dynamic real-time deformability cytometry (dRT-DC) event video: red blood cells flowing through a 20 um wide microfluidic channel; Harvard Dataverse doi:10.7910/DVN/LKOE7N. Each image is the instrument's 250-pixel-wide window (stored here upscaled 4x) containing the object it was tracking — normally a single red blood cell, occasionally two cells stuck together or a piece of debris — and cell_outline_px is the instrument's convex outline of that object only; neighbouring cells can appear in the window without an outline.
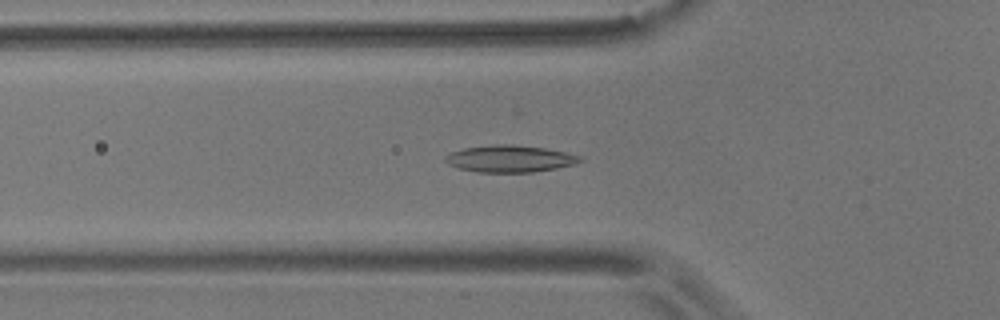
{"species": "common noctule bat (a hibernating species)", "species_latin": "Nyctalus noctula", "temperature_condition": "room temperature", "stored_images_in_passage": 55, "camera_frame_rate_fps": 3000, "um_per_image_px": 0.085, "animal": {"sex": "male", "body_mass_g": 17.9}, "frame": {"image": 1, "passage_image": 19, "time_ms": 6.0, "image_size_px": [1000, 320], "cell_outline_px": [[584, 160], [576, 164], [556, 168], [532, 172], [476, 172], [460, 168], [448, 164], [444, 160], [444, 156], [452, 152], [464, 148], [492, 144], [512, 144], [544, 148], [564, 152], [580, 156]], "centroid_in_image_um": [43.33, 13.49], "position_along_channel_um": 82.5, "area_um2": 21.1}}
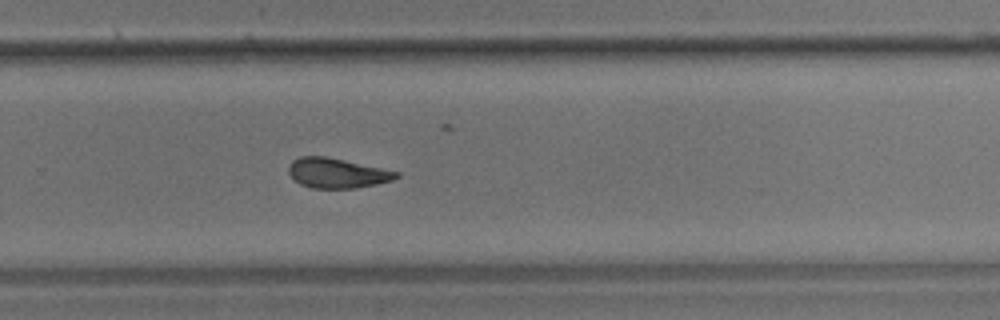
{"frame": {"image": 2, "passage_image": 37, "time_ms": 12.0, "image_size_px": [1000, 320], "cell_outline_px": [[400, 176], [392, 180], [376, 184], [356, 188], [312, 188], [300, 184], [288, 172], [288, 164], [292, 160], [300, 156], [324, 156], [344, 160], [400, 172]], "centroid_in_image_um": [28.63, 14.71], "position_along_channel_um": 301.2, "area_um2": 18.67}}
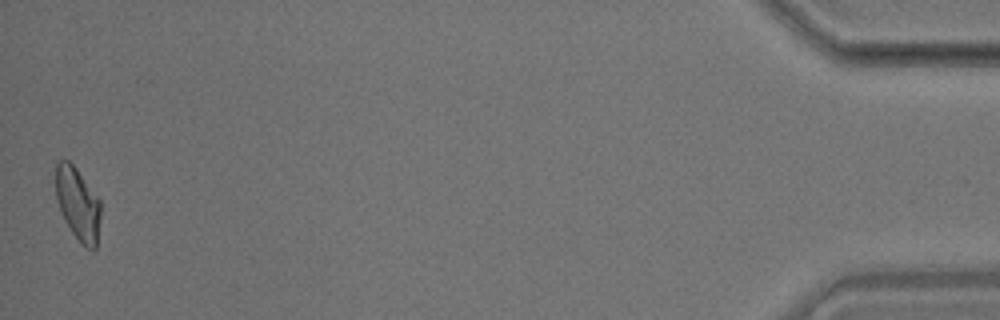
{"frame": {"image": 3, "passage_image": 55, "time_ms": 18.0, "image_size_px": [1000, 320], "cell_outline_px": [[100, 216], [96, 248], [92, 252], [72, 232], [64, 220], [60, 212], [56, 200], [56, 164], [60, 160], [68, 160], [76, 168], [100, 200]], "centroid_in_image_um": [6.61, 17.33], "position_along_channel_um": 428.6, "area_um2": 18.84}, "authors_computed_cell_mechanics": {"area_um2": 19.7098, "velocity_mm_per_s": 3.6335, "shape_relaxation_time_tau1_ms": 7.8627, "shape_relaxation_time_tau2_ms": 2.7702, "deformation_change_tau1": 0.1878, "deformation_change_tau2": 0.0978}}